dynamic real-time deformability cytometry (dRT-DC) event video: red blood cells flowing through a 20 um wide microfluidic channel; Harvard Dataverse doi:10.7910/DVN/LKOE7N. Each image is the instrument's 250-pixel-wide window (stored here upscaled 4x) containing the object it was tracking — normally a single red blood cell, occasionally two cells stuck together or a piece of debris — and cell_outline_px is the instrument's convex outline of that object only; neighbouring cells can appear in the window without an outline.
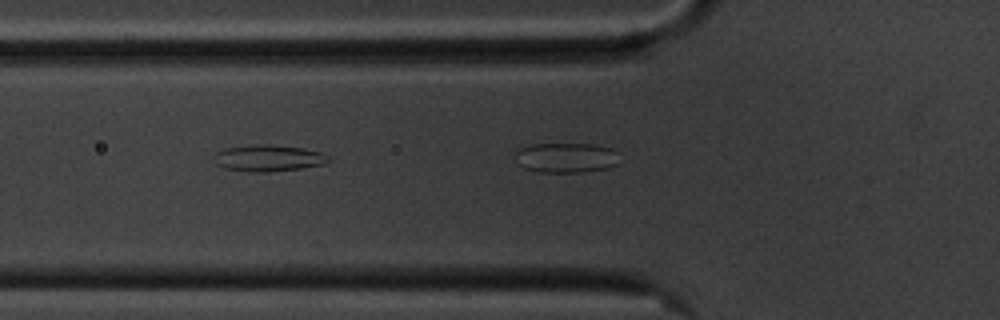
{"species": "common noctule bat (a hibernating species)", "species_latin": "Nyctalus noctula", "temperature_condition": "cold", "stored_images_in_passage": 4, "segment_of_instrument_passage": [2, 2], "camera_frame_rate_fps": 3000, "um_per_image_px": 0.085, "animal": {"sex": "male", "body_mass_g": 20.1, "forearm_length_mm": 53.5}, "frame": {"image": 1, "passage_image": 4, "time_ms": 1.0, "image_size_px": [1000, 320], "cell_outline_px": [[616, 164], [608, 168], [584, 172], [536, 172], [524, 168], [516, 164], [516, 152], [520, 148], [532, 144], [596, 144], [612, 148], [616, 152]], "centroid_in_image_um": [48.08, 13.41], "position_along_channel_um": 77.7, "area_um2": 18.26}}